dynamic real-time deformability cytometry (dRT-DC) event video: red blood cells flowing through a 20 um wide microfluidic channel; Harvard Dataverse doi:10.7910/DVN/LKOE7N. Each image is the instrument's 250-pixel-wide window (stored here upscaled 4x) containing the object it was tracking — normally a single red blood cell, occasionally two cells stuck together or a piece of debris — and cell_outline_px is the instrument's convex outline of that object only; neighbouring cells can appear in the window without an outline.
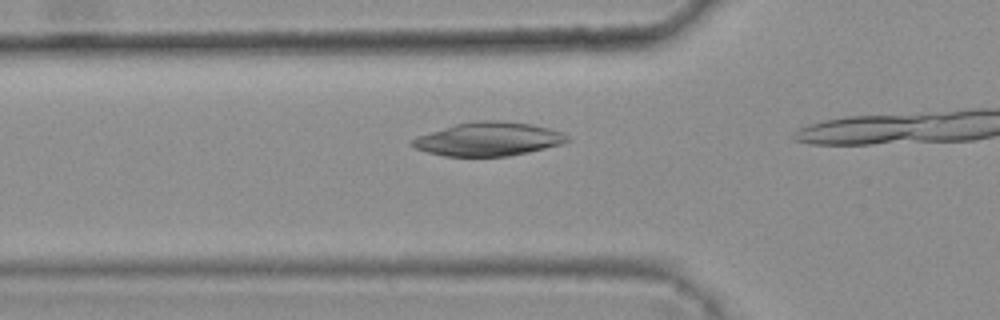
{"species": "common noctule bat (a hibernating species)", "species_latin": "Nyctalus noctula", "temperature_condition": "warm", "stored_images_in_passage": 15, "camera_frame_rate_fps": 3000, "um_per_image_px": 0.085, "animal": {"sex": "female", "body_mass_g": 25.1}, "frame": {"image": 1, "passage_image": 13, "time_ms": 4.0, "image_size_px": [1000, 320], "cell_outline_px": [[572, 140], [564, 144], [528, 152], [508, 156], [444, 156], [428, 152], [416, 148], [408, 144], [412, 140], [420, 136], [456, 124], [476, 120], [500, 120], [532, 124], [564, 132]], "centroid_in_image_um": [41.6, 11.82], "position_along_channel_um": 84.2, "area_um2": 30.35}}